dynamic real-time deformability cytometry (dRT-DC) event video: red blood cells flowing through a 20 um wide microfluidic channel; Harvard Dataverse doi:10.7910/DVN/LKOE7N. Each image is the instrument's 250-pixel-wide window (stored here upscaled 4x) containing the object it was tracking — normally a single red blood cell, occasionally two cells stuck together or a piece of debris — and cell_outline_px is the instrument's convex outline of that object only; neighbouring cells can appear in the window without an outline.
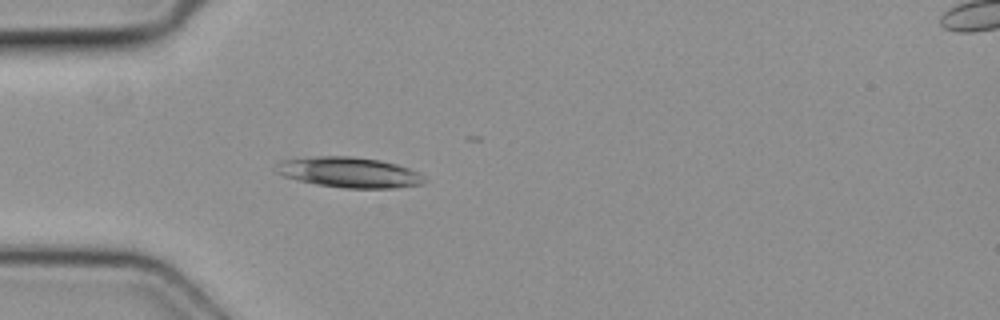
{"species": "common noctule bat (a hibernating species)", "species_latin": "Nyctalus noctula", "temperature_condition": "cold", "stored_images_in_passage": 5, "camera_frame_rate_fps": 3000, "um_per_image_px": 0.085, "animal": {"sex": "female", "body_mass_g": 19.3, "forearm_length_mm": 54.1}, "frame": {"image": 1, "passage_image": 4, "time_ms": 1.0, "image_size_px": [1000, 320], "cell_outline_px": [[428, 180], [424, 184], [392, 188], [344, 188], [316, 184], [296, 180], [284, 176], [276, 172], [276, 164], [280, 160], [320, 156], [348, 156], [380, 160], [396, 164], [408, 168], [424, 176]], "centroid_in_image_um": [29.68, 14.65], "position_along_channel_um": 55.3, "area_um2": 26.3}}